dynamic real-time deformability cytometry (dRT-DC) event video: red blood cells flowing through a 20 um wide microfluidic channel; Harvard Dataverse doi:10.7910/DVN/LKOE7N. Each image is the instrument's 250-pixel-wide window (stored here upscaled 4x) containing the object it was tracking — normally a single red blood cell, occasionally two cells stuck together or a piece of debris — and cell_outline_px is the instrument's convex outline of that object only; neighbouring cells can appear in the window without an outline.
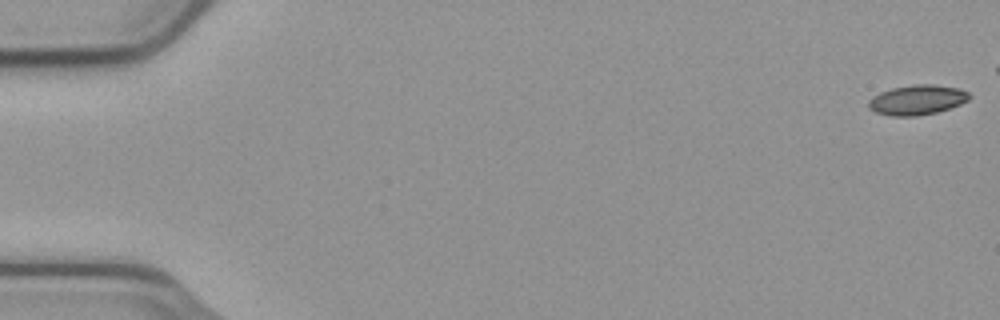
{"species": "common noctule bat (a hibernating species)", "species_latin": "Nyctalus noctula", "temperature_condition": "cold", "stored_images_in_passage": 47, "camera_frame_rate_fps": 3000, "um_per_image_px": 0.085, "animal": {"sex": "male", "body_mass_g": 23.1, "forearm_length_mm": 52.7}, "frame": {"image": 1, "passage_image": 1, "time_ms": 0.0, "image_size_px": [1000, 320], "cell_outline_px": [[972, 96], [968, 100], [960, 104], [936, 112], [916, 116], [892, 116], [876, 112], [868, 108], [868, 100], [872, 96], [880, 92], [892, 88], [912, 84], [936, 84], [960, 88], [968, 92]], "centroid_in_image_um": [77.95, 8.47], "position_along_channel_um": 7.0, "area_um2": 17.69}}
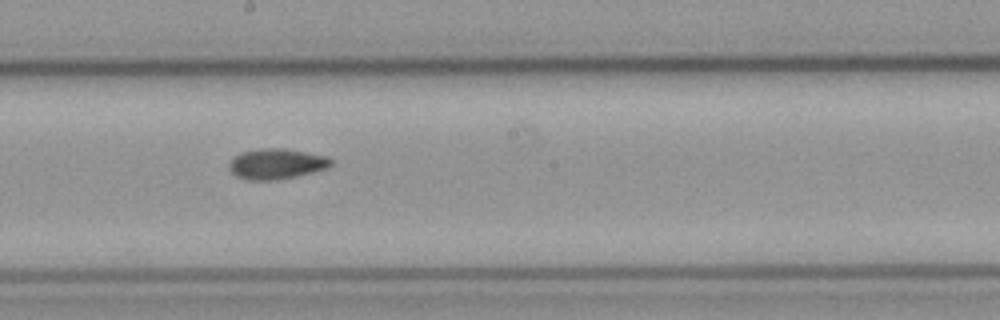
{"frame": {"image": 2, "passage_image": 31, "time_ms": 10.0, "image_size_px": [1000, 320], "cell_outline_px": [[332, 164], [328, 168], [312, 172], [276, 180], [248, 180], [236, 176], [228, 168], [228, 164], [232, 156], [240, 152], [260, 148], [284, 148], [328, 156], [332, 160]], "centroid_in_image_um": [23.46, 13.91], "position_along_channel_um": 224.7, "area_um2": 18.26}}
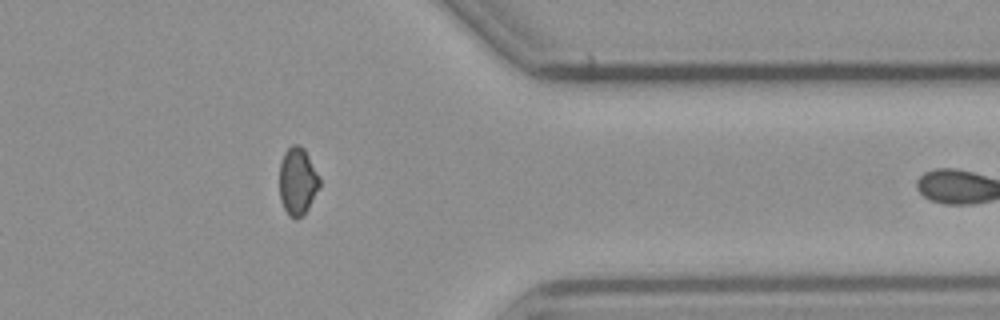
{"frame": {"image": 3, "passage_image": 44, "time_ms": 14.333, "image_size_px": [1000, 320], "cell_outline_px": [[320, 188], [304, 216], [296, 220], [288, 216], [280, 200], [280, 160], [284, 152], [292, 144], [300, 144], [304, 148], [320, 180]], "centroid_in_image_um": [25.29, 15.44], "position_along_channel_um": 386.1, "area_um2": 16.01}, "authors_computed_cell_mechanics": {"area_um2": 17.918, "velocity_mm_per_s": 3.74, "shape_relaxation_time_tau1_ms": null, "shape_relaxation_time_tau2_ms": 3.6414, "deformation_change_tau1": null, "deformation_change_tau2": 0.091}}